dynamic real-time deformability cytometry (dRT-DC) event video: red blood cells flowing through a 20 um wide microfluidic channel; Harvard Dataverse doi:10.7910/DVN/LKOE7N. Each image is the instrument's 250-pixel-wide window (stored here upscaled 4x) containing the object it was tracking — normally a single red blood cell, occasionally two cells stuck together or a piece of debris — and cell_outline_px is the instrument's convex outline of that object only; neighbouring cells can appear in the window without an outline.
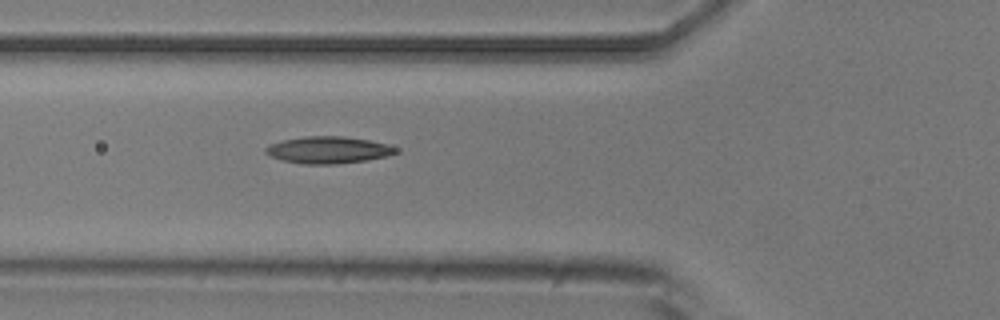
{"species": "common noctule bat (a hibernating species)", "species_latin": "Nyctalus noctula", "temperature_condition": "room temperature", "stored_images_in_passage": 6, "camera_frame_rate_fps": 3000, "um_per_image_px": 0.085, "animal": {"sex": "male", "body_mass_g": 20.5, "forearm_length_mm": 52.5}, "frame": {"image": 1, "passage_image": 6, "time_ms": 6.0, "image_size_px": [1000, 320], "cell_outline_px": [[400, 152], [388, 156], [368, 160], [336, 164], [304, 164], [280, 160], [264, 152], [264, 148], [268, 144], [284, 140], [304, 136], [344, 136], [368, 140], [388, 144], [396, 148]], "centroid_in_image_um": [27.9, 12.75], "position_along_channel_um": 97.9, "area_um2": 20.58}}